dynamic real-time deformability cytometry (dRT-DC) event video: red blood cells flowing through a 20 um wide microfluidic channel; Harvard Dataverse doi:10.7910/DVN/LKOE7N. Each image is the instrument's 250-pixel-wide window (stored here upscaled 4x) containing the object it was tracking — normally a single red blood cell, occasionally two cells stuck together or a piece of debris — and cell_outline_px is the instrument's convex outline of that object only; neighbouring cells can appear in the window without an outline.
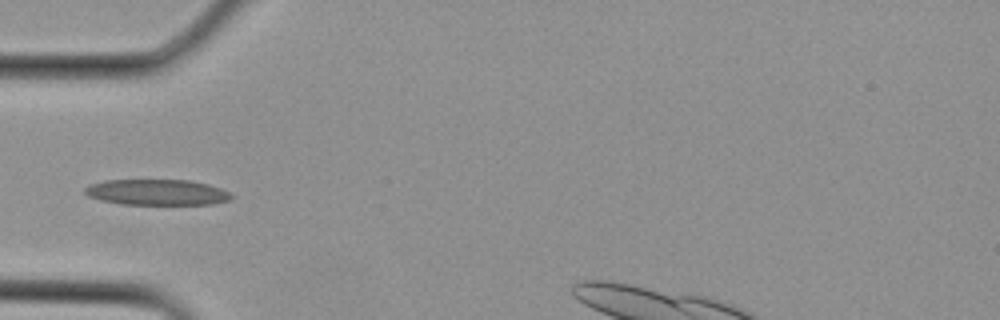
{"species": "Egyptian fruit bat (a non-hibernating species)", "species_latin": "Rousettus aegyptiacus", "temperature_condition": "cold", "stored_images_in_passage": 4, "camera_frame_rate_fps": 3000, "um_per_image_px": 0.085, "animal": {"sex": "female"}, "frame": {"image": 1, "passage_image": 3, "time_ms": 0.667, "image_size_px": [1000, 320], "cell_outline_px": [[232, 200], [212, 204], [120, 204], [100, 200], [88, 196], [84, 192], [84, 188], [88, 184], [104, 180], [192, 180], [208, 184], [220, 188], [228, 192], [232, 196]], "centroid_in_image_um": [13.32, 16.34], "position_along_channel_um": 71.7, "area_um2": 22.14}}